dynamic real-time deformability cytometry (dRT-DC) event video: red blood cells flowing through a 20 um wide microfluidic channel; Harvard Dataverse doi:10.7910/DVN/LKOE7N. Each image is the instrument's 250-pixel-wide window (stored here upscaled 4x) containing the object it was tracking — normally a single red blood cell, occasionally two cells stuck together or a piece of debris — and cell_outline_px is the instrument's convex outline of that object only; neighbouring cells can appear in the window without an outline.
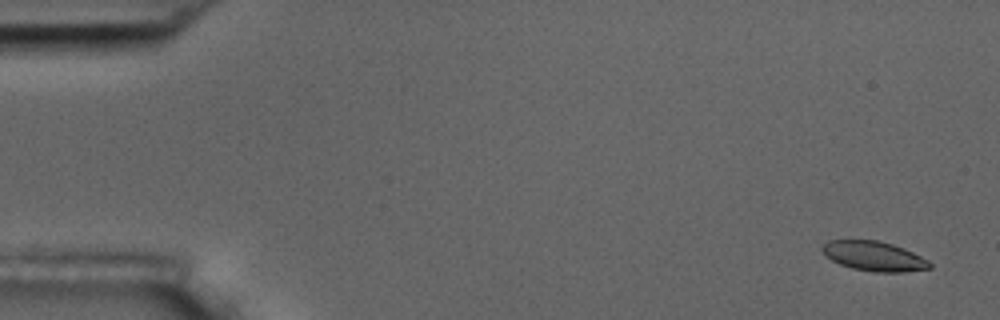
{"species": "common noctule bat (a hibernating species)", "species_latin": "Nyctalus noctula", "temperature_condition": "room temperature", "stored_images_in_passage": 6, "segment_of_instrument_passage": [1, 2], "camera_frame_rate_fps": 3000, "um_per_image_px": 0.085, "animal": {"sex": "male", "body_mass_g": 17.5, "forearm_length_mm": 52.3}, "frame": {"image": 1, "passage_image": 1, "time_ms": 0.0, "image_size_px": [1000, 320], "cell_outline_px": [[932, 268], [904, 272], [876, 272], [852, 268], [840, 264], [832, 260], [820, 248], [828, 240], [876, 240], [892, 244], [904, 248], [928, 260], [932, 264]], "centroid_in_image_um": [74.31, 21.77], "position_along_channel_um": 10.7, "area_um2": 18.44}}
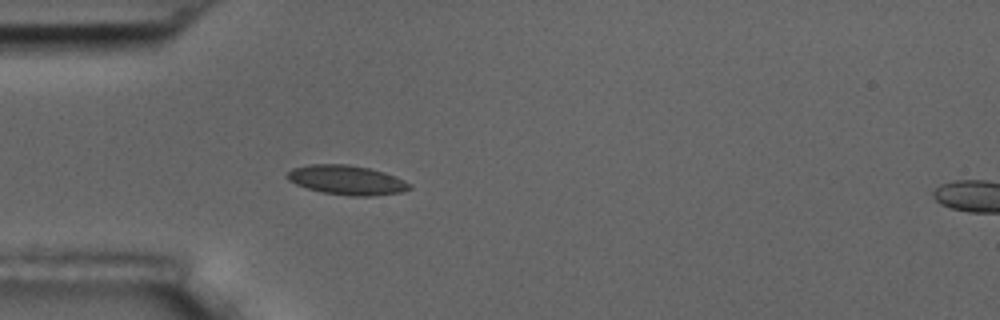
{"frame": {"image": 2, "passage_image": 5, "time_ms": 4.667, "image_size_px": [1000, 320], "cell_outline_px": [[412, 188], [400, 192], [372, 196], [348, 196], [324, 192], [308, 188], [296, 184], [288, 180], [284, 176], [292, 168], [308, 164], [344, 164], [368, 168], [384, 172], [396, 176], [412, 184]], "centroid_in_image_um": [29.47, 15.3], "position_along_channel_um": 55.5, "area_um2": 20.98}}